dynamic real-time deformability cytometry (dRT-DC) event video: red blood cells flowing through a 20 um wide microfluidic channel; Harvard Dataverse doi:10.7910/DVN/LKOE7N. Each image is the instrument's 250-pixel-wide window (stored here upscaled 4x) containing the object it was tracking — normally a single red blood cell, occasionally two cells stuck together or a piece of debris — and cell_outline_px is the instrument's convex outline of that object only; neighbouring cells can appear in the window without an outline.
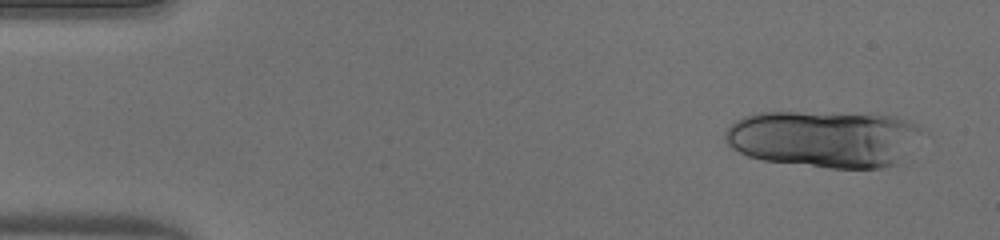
{"species": "human", "species_latin": "Homo sapiens", "temperature_condition": "warm", "stored_images_in_passage": 22, "camera_frame_rate_fps": 3000, "um_per_image_px": 0.085, "donor": {"sex": "male"}, "frame": {"image": 1, "passage_image": 3, "time_ms": 0.667, "image_size_px": [1000, 240], "cell_outline_px": [[928, 132], [896, 164], [880, 168], [828, 168], [764, 160], [748, 156], [732, 148], [724, 140], [724, 132], [736, 120], [744, 116], [760, 112], [872, 112], [896, 116], [920, 124]], "centroid_in_image_um": [70.16, 11.76], "position_along_channel_um": 14.8, "area_um2": 66.99}}